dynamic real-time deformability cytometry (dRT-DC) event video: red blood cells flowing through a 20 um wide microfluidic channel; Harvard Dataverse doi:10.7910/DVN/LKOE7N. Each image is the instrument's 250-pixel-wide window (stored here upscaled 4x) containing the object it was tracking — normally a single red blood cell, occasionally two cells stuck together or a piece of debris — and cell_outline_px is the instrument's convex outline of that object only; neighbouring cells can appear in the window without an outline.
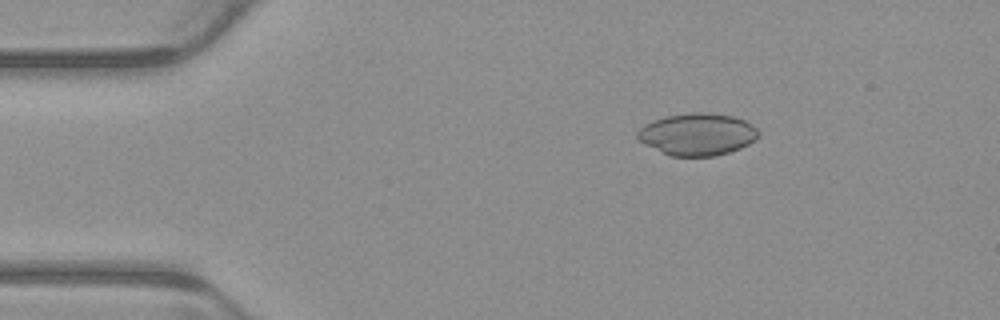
{"species": "common noctule bat (a hibernating species)", "species_latin": "Nyctalus noctula", "temperature_condition": "warm", "stored_images_in_passage": 4, "camera_frame_rate_fps": 3000, "um_per_image_px": 0.085, "animal": {"sex": "male", "body_mass_g": 23.1, "forearm_length_mm": 52.7}, "frame": {"image": 1, "passage_image": 3, "time_ms": 0.667, "image_size_px": [1000, 320], "cell_outline_px": [[760, 136], [756, 140], [740, 148], [716, 156], [668, 156], [636, 140], [636, 132], [644, 124], [652, 120], [668, 116], [692, 112], [708, 112], [732, 116], [744, 120], [756, 128], [760, 132]], "centroid_in_image_um": [59.25, 11.42], "position_along_channel_um": 25.8, "area_um2": 30.0}}